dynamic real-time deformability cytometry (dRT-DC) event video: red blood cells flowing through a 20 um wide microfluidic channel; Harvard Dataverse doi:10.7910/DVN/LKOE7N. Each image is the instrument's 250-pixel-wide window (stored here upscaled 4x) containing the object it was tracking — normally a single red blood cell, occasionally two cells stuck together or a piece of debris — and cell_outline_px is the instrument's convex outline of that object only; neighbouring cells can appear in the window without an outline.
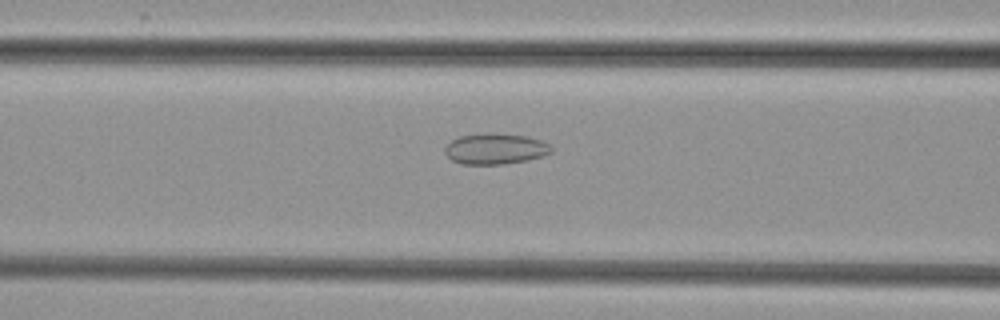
{"species": "common noctule bat (a hibernating species)", "species_latin": "Nyctalus noctula", "temperature_condition": "cold", "stored_images_in_passage": 54, "camera_frame_rate_fps": 3000, "um_per_image_px": 0.085, "animal": {"sex": "female", "body_mass_g": 29.2, "forearm_length_mm": 56.3}, "frame": {"image": 1, "passage_image": 23, "time_ms": 7.333, "image_size_px": [1000, 320], "cell_outline_px": [[552, 152], [540, 156], [524, 160], [504, 164], [460, 164], [452, 160], [444, 152], [444, 148], [452, 140], [460, 136], [496, 132], [524, 136], [540, 140], [552, 144]], "centroid_in_image_um": [42.09, 12.64], "position_along_channel_um": 124.5, "area_um2": 19.02}}
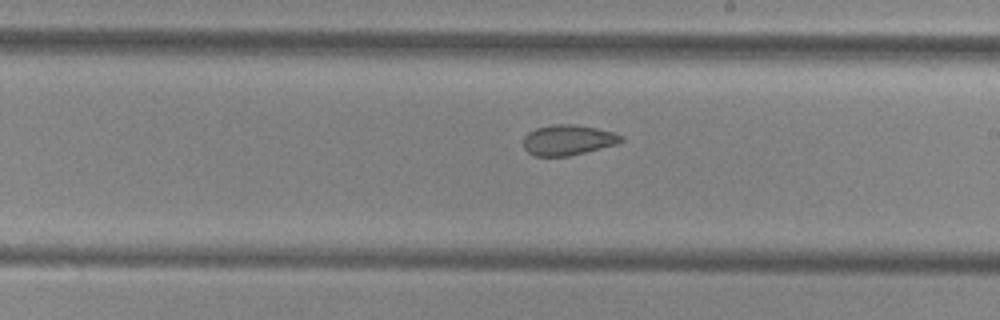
{"frame": {"image": 2, "passage_image": 32, "time_ms": 10.333, "image_size_px": [1000, 320], "cell_outline_px": [[624, 140], [616, 144], [568, 156], [536, 156], [528, 152], [524, 148], [524, 136], [528, 132], [536, 128], [552, 124], [576, 124], [596, 128], [612, 132], [624, 136]], "centroid_in_image_um": [48.27, 11.89], "position_along_channel_um": 240.7, "area_um2": 17.22}}
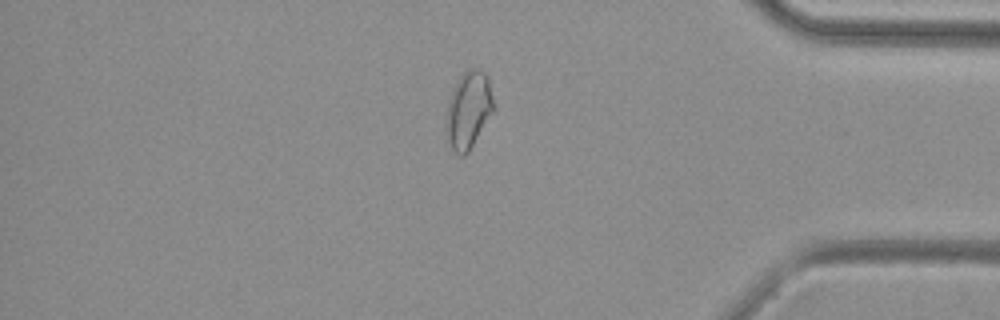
{"frame": {"image": 3, "passage_image": 46, "time_ms": 15.0, "image_size_px": [1000, 320], "cell_outline_px": [[492, 112], [468, 152], [464, 156], [460, 156], [452, 148], [448, 140], [444, 128], [444, 124], [448, 104], [456, 80], [468, 68], [480, 68], [488, 76], [492, 96]], "centroid_in_image_um": [39.78, 9.32], "position_along_channel_um": 395.4, "area_um2": 21.1}}